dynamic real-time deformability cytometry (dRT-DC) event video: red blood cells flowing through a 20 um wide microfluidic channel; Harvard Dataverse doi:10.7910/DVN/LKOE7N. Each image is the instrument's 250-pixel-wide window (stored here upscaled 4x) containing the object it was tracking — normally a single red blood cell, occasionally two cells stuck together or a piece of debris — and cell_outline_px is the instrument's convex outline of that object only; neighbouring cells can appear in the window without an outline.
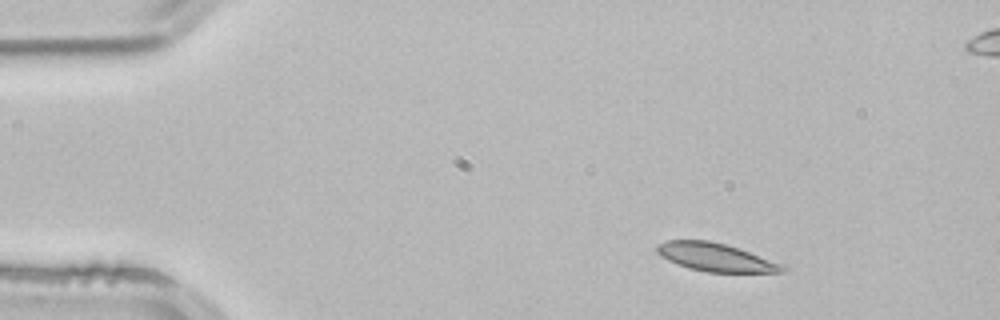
{"species": "common noctule bat (a hibernating species)", "species_latin": "Nyctalus noctula", "temperature_condition": "room temperature", "stored_images_in_passage": 3, "camera_frame_rate_fps": 3000, "um_per_image_px": 0.085, "animal": {"sex": "male", "body_mass_g": 21.5, "forearm_length_mm": 52.0}, "frame": {"image": 1, "passage_image": 1, "time_ms": 0.0, "image_size_px": [1000, 320], "cell_outline_px": [[788, 268], [784, 272], [708, 272], [688, 268], [676, 264], [660, 256], [656, 252], [656, 244], [668, 240], [708, 240], [740, 248], [780, 264]], "centroid_in_image_um": [60.77, 21.86], "position_along_channel_um": 24.2, "area_um2": 20.52}}